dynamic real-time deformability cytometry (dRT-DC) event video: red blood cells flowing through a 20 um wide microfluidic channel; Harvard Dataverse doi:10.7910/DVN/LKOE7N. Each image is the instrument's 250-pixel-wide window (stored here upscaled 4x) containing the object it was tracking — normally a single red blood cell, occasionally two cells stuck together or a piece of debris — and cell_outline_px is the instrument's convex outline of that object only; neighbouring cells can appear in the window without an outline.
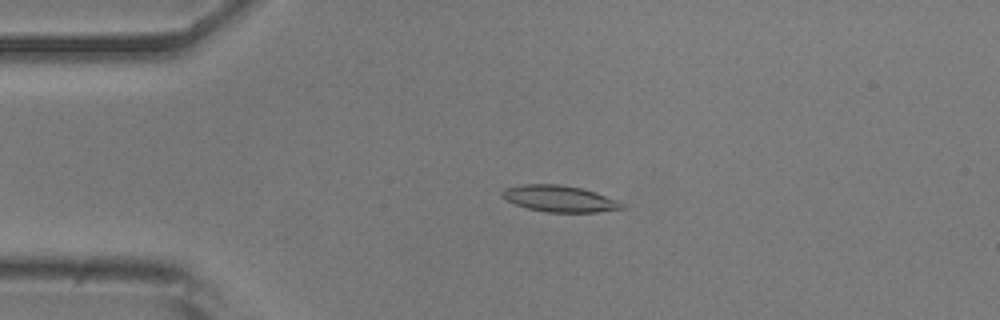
{"species": "common noctule bat (a hibernating species)", "species_latin": "Nyctalus noctula", "temperature_condition": "room temperature", "stored_images_in_passage": 47, "camera_frame_rate_fps": 3000, "um_per_image_px": 0.085, "animal": {"sex": "male", "body_mass_g": 20.5, "forearm_length_mm": 52.5}, "frame": {"image": 1, "passage_image": 7, "time_ms": 2.0, "image_size_px": [1000, 320], "cell_outline_px": [[624, 208], [596, 212], [544, 212], [528, 208], [516, 204], [500, 196], [500, 192], [504, 188], [524, 184], [560, 184], [580, 188], [596, 192], [616, 200], [624, 204]], "centroid_in_image_um": [47.53, 16.88], "position_along_channel_um": 37.5, "area_um2": 18.32}}
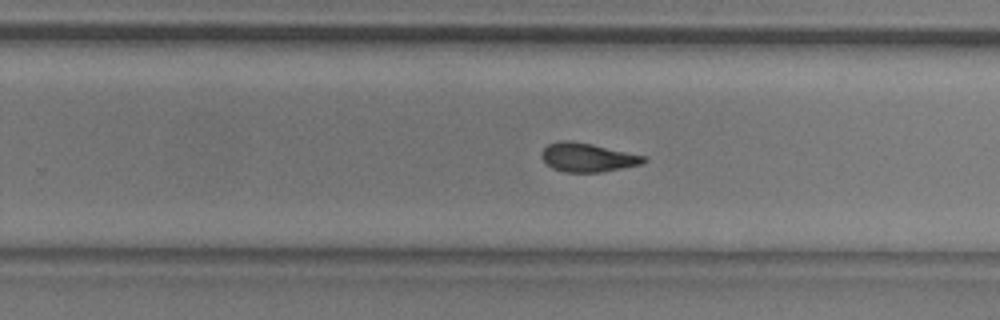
{"frame": {"image": 2, "passage_image": 28, "time_ms": 9.0, "image_size_px": [1000, 320], "cell_outline_px": [[648, 160], [640, 164], [600, 172], [564, 172], [552, 168], [540, 156], [540, 152], [548, 144], [560, 140], [568, 140], [592, 144], [648, 156]], "centroid_in_image_um": [49.94, 13.37], "position_along_channel_um": 279.9, "area_um2": 17.17}}
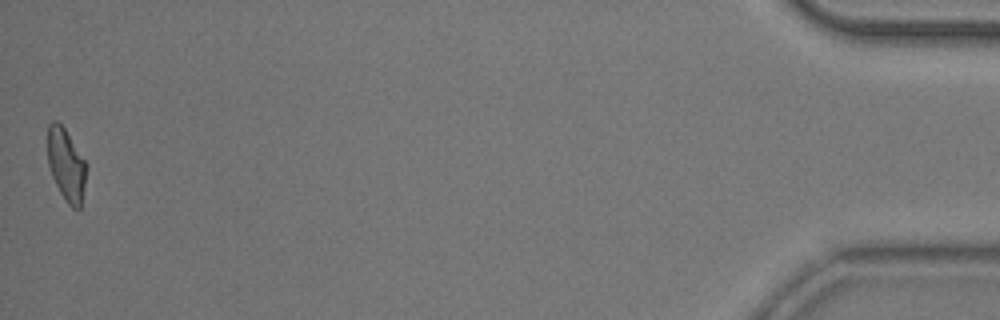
{"frame": {"image": 3, "passage_image": 47, "time_ms": 15.333, "image_size_px": [1000, 320], "cell_outline_px": [[88, 164], [80, 208], [72, 208], [68, 204], [60, 192], [52, 176], [48, 164], [48, 124], [52, 120], [56, 120], [64, 128]], "centroid_in_image_um": [5.63, 13.99], "position_along_channel_um": 429.6, "area_um2": 16.24}, "authors_computed_cell_mechanics": {"area_um2": 17.4556, "velocity_mm_per_s": 3.8979, "shape_relaxation_time_tau1_ms": 5.5685, "shape_relaxation_time_tau2_ms": 3.588, "deformation_change_tau1": 0.1811, "deformation_change_tau2": 0.11}}